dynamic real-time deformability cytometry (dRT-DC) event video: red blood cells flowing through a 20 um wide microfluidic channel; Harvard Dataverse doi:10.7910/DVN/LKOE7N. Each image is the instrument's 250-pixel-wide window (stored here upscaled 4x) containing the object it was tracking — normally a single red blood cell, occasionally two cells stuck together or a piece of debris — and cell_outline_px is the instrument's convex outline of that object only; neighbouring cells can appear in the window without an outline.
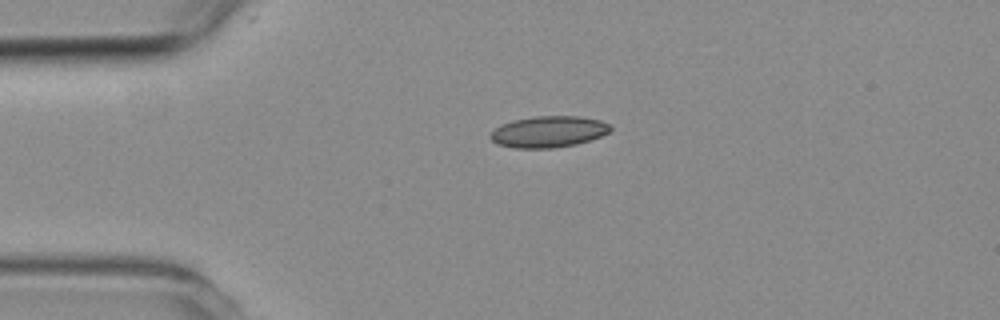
{"species": "common noctule bat (a hibernating species)", "species_latin": "Nyctalus noctula", "temperature_condition": "room temperature", "stored_images_in_passage": 2, "camera_frame_rate_fps": 3000, "um_per_image_px": 0.085, "animal": {"sex": "female", "body_mass_g": 19.3, "forearm_length_mm": 54.1}, "frame": {"image": 1, "passage_image": 1, "time_ms": 0.0, "image_size_px": [1000, 320], "cell_outline_px": [[612, 128], [608, 132], [600, 136], [576, 144], [556, 148], [516, 148], [496, 144], [488, 136], [500, 124], [512, 120], [536, 116], [580, 116], [600, 120], [608, 124]], "centroid_in_image_um": [46.59, 11.19], "position_along_channel_um": 38.4, "area_um2": 21.91}}